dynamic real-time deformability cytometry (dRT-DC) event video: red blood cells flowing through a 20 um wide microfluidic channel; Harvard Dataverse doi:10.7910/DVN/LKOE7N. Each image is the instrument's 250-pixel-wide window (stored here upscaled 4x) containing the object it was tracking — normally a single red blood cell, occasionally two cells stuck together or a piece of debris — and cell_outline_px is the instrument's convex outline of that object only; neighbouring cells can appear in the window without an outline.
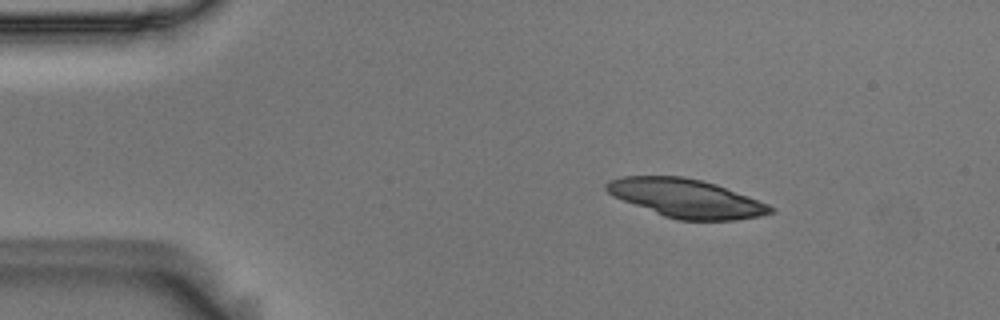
{"species": "Egyptian fruit bat (a non-hibernating species)", "species_latin": "Rousettus aegyptiacus", "temperature_condition": "room temperature", "stored_images_in_passage": 46, "camera_frame_rate_fps": 3000, "um_per_image_px": 0.085, "animal": {"sex": "male"}, "frame": {"image": 1, "passage_image": 1, "time_ms": 0.0, "image_size_px": [1000, 320], "cell_outline_px": [[776, 212], [760, 216], [736, 220], [676, 220], [664, 216], [612, 196], [604, 188], [604, 184], [608, 180], [620, 176], [684, 176], [716, 184], [748, 196], [768, 204], [776, 208]], "centroid_in_image_um": [58.32, 16.85], "position_along_channel_um": 26.7, "area_um2": 36.88}}
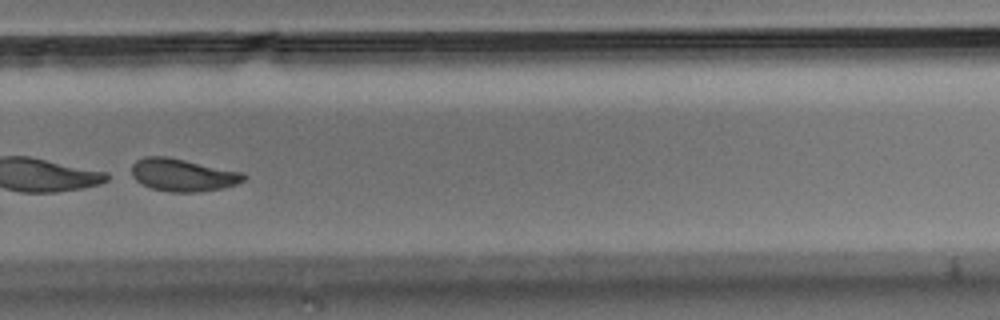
{"frame": {"image": 2, "passage_image": 30, "time_ms": 9.667, "image_size_px": [1000, 320], "cell_outline_px": [[248, 176], [244, 180], [236, 184], [220, 188], [196, 192], [168, 192], [152, 188], [136, 180], [132, 176], [132, 164], [136, 160], [144, 156], [168, 156], [244, 172]], "centroid_in_image_um": [15.55, 14.85], "position_along_channel_um": 314.3, "area_um2": 21.39}}